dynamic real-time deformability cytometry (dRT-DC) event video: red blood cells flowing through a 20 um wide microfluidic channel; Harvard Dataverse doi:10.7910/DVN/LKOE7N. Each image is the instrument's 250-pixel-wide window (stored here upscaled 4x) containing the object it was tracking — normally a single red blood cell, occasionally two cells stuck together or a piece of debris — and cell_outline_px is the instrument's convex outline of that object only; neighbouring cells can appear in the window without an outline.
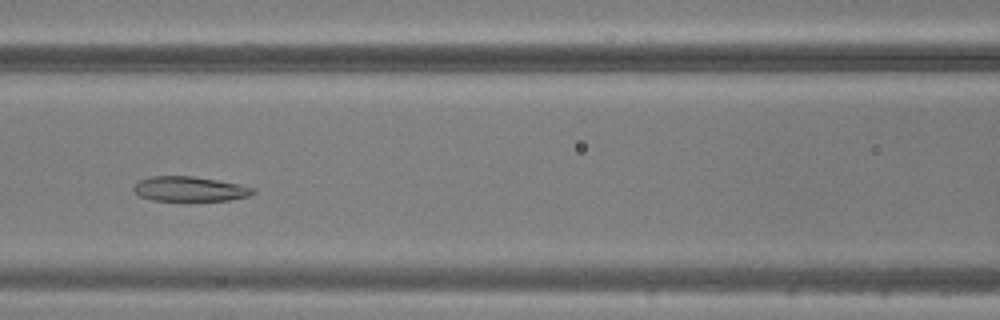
{"species": "common noctule bat (a hibernating species)", "species_latin": "Nyctalus noctula", "temperature_condition": "warm", "stored_images_in_passage": 43, "camera_frame_rate_fps": 3000, "um_per_image_px": 0.085, "animal": {"sex": "male", "body_mass_g": 20.5, "forearm_length_mm": 52.5}, "frame": {"image": 1, "passage_image": 16, "time_ms": 5.0, "image_size_px": [1000, 320], "cell_outline_px": [[256, 192], [248, 196], [228, 200], [184, 204], [152, 200], [140, 196], [132, 188], [140, 180], [152, 176], [192, 176], [240, 184], [256, 188]], "centroid_in_image_um": [16.15, 16.12], "position_along_channel_um": 150.5, "area_um2": 18.15}}
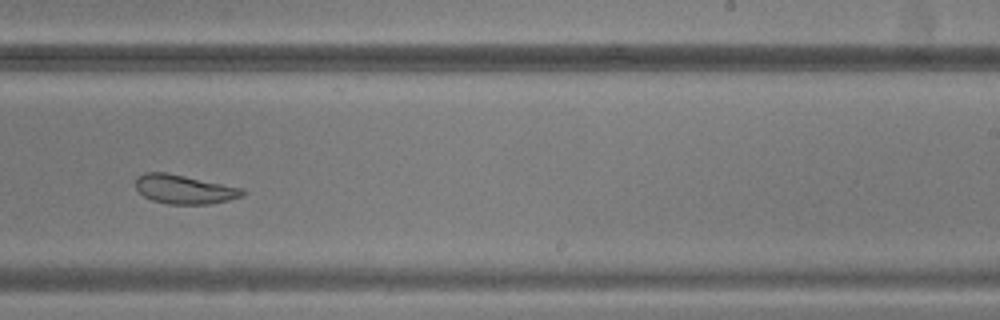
{"frame": {"image": 2, "passage_image": 25, "time_ms": 8.0, "image_size_px": [1000, 320], "cell_outline_px": [[244, 196], [212, 204], [168, 204], [152, 200], [144, 196], [136, 188], [136, 176], [144, 172], [164, 172], [244, 188]], "centroid_in_image_um": [15.66, 16.09], "position_along_channel_um": 273.3, "area_um2": 18.03}}
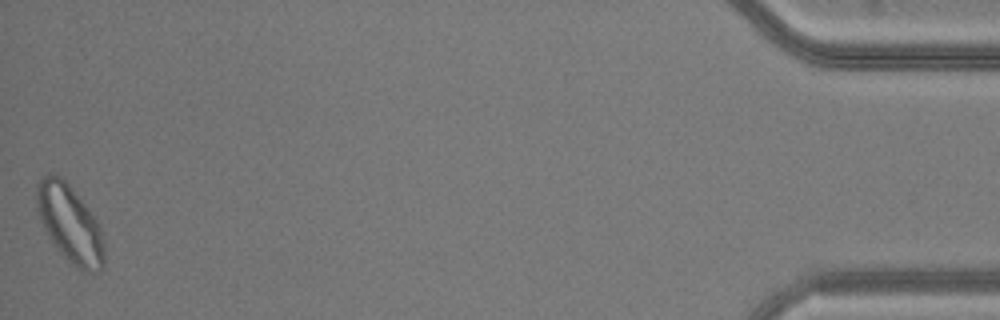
{"frame": {"image": 3, "passage_image": 43, "time_ms": 14.0, "image_size_px": [1000, 320], "cell_outline_px": [[104, 268], [96, 272], [80, 272], [56, 248], [48, 236], [40, 220], [36, 208], [36, 184], [48, 172], [52, 172], [60, 176], [68, 184], [88, 208], [100, 224], [104, 236]], "centroid_in_image_um": [5.95, 19.04], "position_along_channel_um": 429.2, "area_um2": 30.92}}